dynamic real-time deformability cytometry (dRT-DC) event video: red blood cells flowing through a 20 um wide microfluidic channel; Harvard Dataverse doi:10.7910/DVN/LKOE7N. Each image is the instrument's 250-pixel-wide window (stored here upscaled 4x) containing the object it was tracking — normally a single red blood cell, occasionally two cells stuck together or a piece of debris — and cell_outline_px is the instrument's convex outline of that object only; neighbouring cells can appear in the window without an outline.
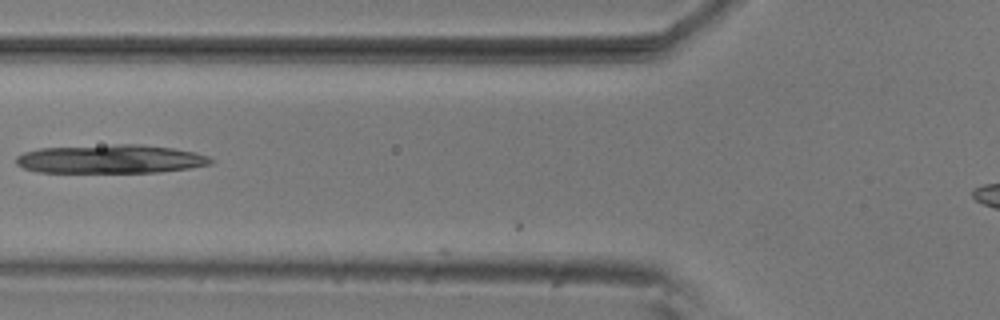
{"species": "common noctule bat (a hibernating species)", "species_latin": "Nyctalus noctula", "temperature_condition": "room temperature", "stored_images_in_passage": 3, "camera_frame_rate_fps": 3000, "um_per_image_px": 0.085, "animal": {"sex": "male", "body_mass_g": 20.5, "forearm_length_mm": 52.5}, "frame": {"image": 1, "passage_image": 3, "time_ms": 0.667, "image_size_px": [1000, 320], "cell_outline_px": [[216, 160], [212, 164], [188, 168], [160, 172], [36, 172], [24, 168], [16, 164], [16, 156], [24, 152], [40, 148], [116, 144], [140, 144], [172, 148], [196, 152], [208, 156]], "centroid_in_image_um": [9.42, 13.51], "position_along_channel_um": 116.4, "area_um2": 32.66}}